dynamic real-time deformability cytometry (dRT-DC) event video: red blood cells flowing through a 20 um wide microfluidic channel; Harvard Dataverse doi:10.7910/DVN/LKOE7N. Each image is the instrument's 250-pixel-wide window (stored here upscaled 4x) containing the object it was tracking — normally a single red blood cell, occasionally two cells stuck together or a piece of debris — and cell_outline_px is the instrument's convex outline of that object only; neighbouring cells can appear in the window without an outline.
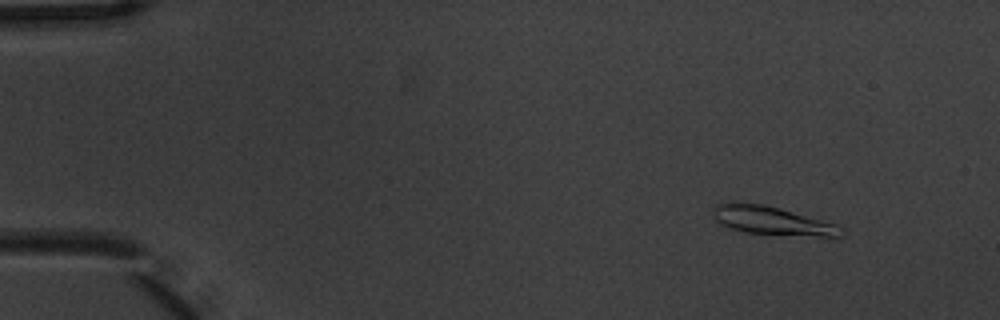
{"species": "common noctule bat (a hibernating species)", "species_latin": "Nyctalus noctula", "temperature_condition": "warm", "stored_images_in_passage": 6, "camera_frame_rate_fps": 3000, "um_per_image_px": 0.085, "animal": {"sex": "male", "body_mass_g": 20.1, "forearm_length_mm": 53.5}, "frame": {"image": 1, "passage_image": 2, "time_ms": 0.333, "image_size_px": [1000, 320], "cell_outline_px": [[848, 232], [840, 236], [820, 236], [744, 232], [728, 228], [720, 224], [716, 220], [712, 212], [712, 208], [716, 204], [732, 200], [764, 204], [780, 208], [840, 224]], "centroid_in_image_um": [65.62, 18.72], "position_along_channel_um": 19.4, "area_um2": 21.79}}